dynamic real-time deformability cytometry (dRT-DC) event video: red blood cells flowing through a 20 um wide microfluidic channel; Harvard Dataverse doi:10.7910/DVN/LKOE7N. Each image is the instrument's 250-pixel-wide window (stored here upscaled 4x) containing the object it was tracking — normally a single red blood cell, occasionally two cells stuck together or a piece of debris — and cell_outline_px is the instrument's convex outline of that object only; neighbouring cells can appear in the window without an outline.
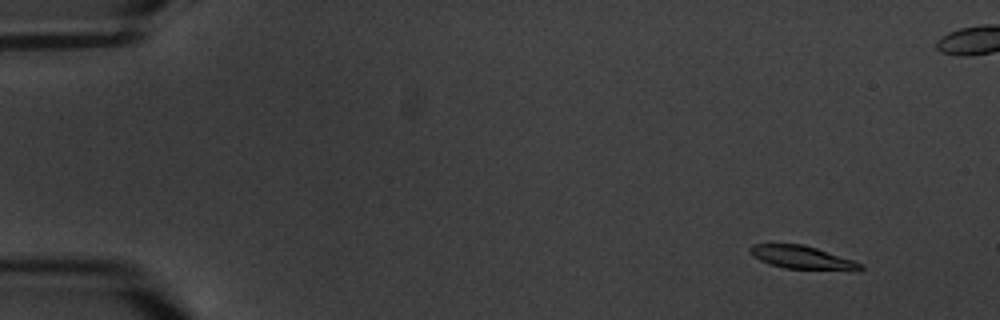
{"species": "common noctule bat (a hibernating species)", "species_latin": "Nyctalus noctula", "temperature_condition": "warm", "stored_images_in_passage": 6, "camera_frame_rate_fps": 3000, "um_per_image_px": 0.085, "animal": {"sex": "male", "body_mass_g": 20.1, "forearm_length_mm": 53.5}, "frame": {"image": 1, "passage_image": 2, "time_ms": 1.0, "image_size_px": [1000, 320], "cell_outline_px": [[864, 268], [860, 272], [852, 272], [784, 268], [768, 264], [752, 256], [748, 252], [748, 248], [752, 244], [804, 244], [864, 264]], "centroid_in_image_um": [68.24, 21.92], "position_along_channel_um": 16.8, "area_um2": 15.43}}